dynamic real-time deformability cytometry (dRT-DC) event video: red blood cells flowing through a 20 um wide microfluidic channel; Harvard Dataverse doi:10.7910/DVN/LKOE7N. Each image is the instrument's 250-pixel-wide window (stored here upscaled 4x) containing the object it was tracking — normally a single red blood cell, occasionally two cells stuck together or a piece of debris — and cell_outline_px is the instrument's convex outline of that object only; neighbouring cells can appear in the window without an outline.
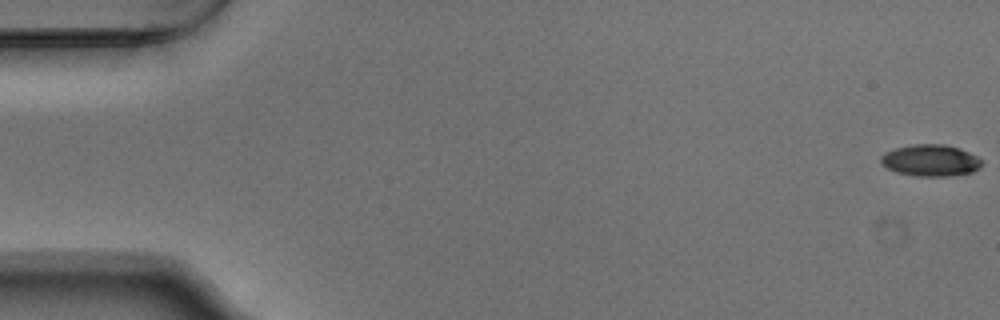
{"species": "Egyptian fruit bat (a non-hibernating species)", "species_latin": "Rousettus aegyptiacus", "temperature_condition": "warm", "stored_images_in_passage": 4, "camera_frame_rate_fps": 3000, "um_per_image_px": 0.085, "animal": {"sex": "male"}, "frame": {"image": 1, "passage_image": 1, "time_ms": 0.0, "image_size_px": [1000, 320], "cell_outline_px": [[980, 168], [972, 172], [948, 176], [916, 176], [896, 172], [888, 168], [880, 160], [880, 156], [884, 152], [896, 148], [912, 144], [944, 144], [960, 148], [976, 156], [980, 160]], "centroid_in_image_um": [79.08, 13.63], "position_along_channel_um": 5.9, "area_um2": 18.5}}